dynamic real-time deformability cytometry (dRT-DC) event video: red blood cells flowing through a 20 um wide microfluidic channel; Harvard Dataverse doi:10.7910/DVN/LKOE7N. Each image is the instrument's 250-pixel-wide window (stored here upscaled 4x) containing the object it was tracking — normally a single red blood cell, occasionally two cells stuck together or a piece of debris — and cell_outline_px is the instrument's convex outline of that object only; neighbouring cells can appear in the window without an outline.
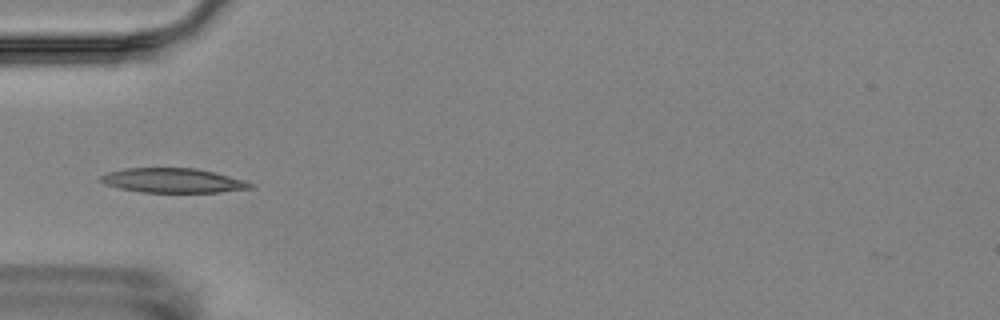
{"species": "Egyptian fruit bat (a non-hibernating species)", "species_latin": "Rousettus aegyptiacus", "temperature_condition": "room temperature", "stored_images_in_passage": 15, "camera_frame_rate_fps": 3000, "um_per_image_px": 0.085, "animal": {"sex": "female"}, "frame": {"image": 1, "passage_image": 5, "time_ms": 4.333, "image_size_px": [1000, 320], "cell_outline_px": [[256, 184], [252, 188], [220, 192], [140, 192], [120, 188], [104, 184], [100, 180], [100, 176], [108, 172], [124, 168], [196, 168], [216, 172], [244, 180]], "centroid_in_image_um": [14.72, 15.34], "position_along_channel_um": 70.3, "area_um2": 21.44}}
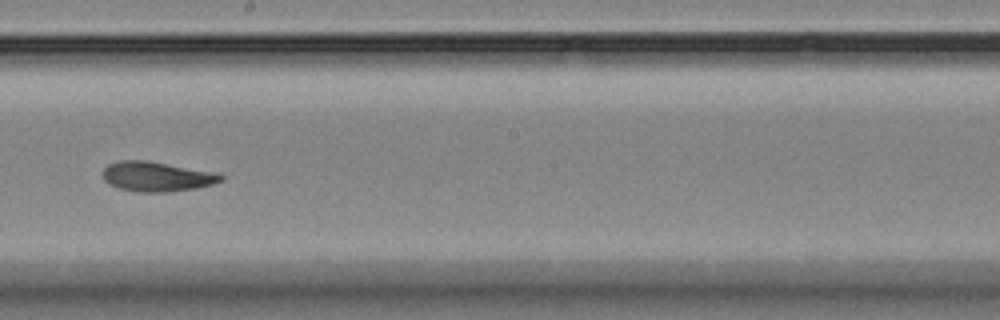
{"frame": {"image": 2, "passage_image": 9, "time_ms": 9.0, "image_size_px": [1000, 320], "cell_outline_px": [[224, 180], [212, 184], [196, 188], [168, 192], [140, 192], [120, 188], [108, 184], [104, 180], [100, 172], [108, 164], [120, 160], [148, 160], [220, 172], [224, 176]], "centroid_in_image_um": [13.35, 14.99], "position_along_channel_um": 234.9, "area_um2": 20.98}}
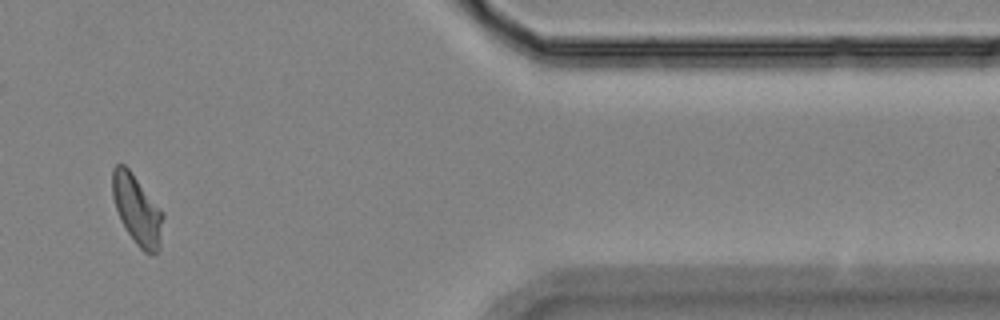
{"frame": {"image": 3, "passage_image": 13, "time_ms": 14.667, "image_size_px": [1000, 320], "cell_outline_px": [[164, 216], [160, 248], [156, 252], [144, 252], [136, 244], [120, 220], [112, 196], [112, 168], [116, 164], [124, 164], [128, 168], [164, 212]], "centroid_in_image_um": [11.65, 17.82], "position_along_channel_um": 399.7, "area_um2": 20.46}, "authors_computed_cell_mechanics": {"area_um2": 20.519, "velocity_mm_per_s": 3.5177, "shape_relaxation_time_tau1_ms": 9.0662, "shape_relaxation_time_tau2_ms": 2.0722, "deformation_change_tau1": 0.2236, "deformation_change_tau2": 0.0777}}